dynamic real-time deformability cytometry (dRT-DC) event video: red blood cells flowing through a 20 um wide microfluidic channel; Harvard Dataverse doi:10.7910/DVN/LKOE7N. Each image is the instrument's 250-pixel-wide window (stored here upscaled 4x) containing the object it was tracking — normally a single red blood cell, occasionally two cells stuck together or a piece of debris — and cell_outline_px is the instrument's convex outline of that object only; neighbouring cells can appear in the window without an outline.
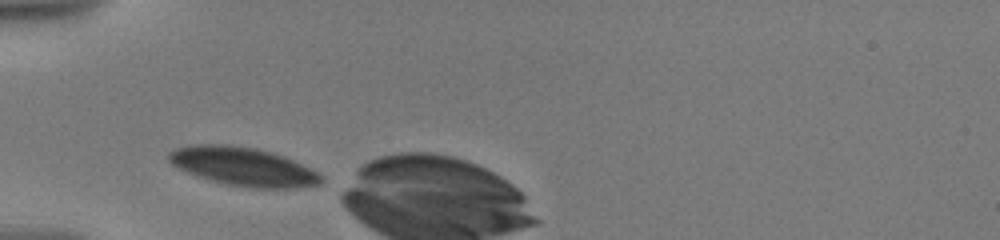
{"species": "human", "species_latin": "Homo sapiens", "temperature_condition": "warm", "stored_images_in_passage": 4, "camera_frame_rate_fps": 3000, "um_per_image_px": 0.085, "donor": {"sex": "male"}, "frame": {"image": 1, "passage_image": 1, "time_ms": 0.0, "image_size_px": [1000, 240], "cell_outline_px": [[324, 180], [320, 184], [292, 188], [248, 188], [208, 180], [188, 172], [172, 164], [168, 160], [168, 152], [176, 148], [196, 144], [224, 144], [252, 148], [272, 152], [284, 156], [324, 176]], "centroid_in_image_um": [20.66, 14.16], "position_along_channel_um": 64.3, "area_um2": 33.93}}